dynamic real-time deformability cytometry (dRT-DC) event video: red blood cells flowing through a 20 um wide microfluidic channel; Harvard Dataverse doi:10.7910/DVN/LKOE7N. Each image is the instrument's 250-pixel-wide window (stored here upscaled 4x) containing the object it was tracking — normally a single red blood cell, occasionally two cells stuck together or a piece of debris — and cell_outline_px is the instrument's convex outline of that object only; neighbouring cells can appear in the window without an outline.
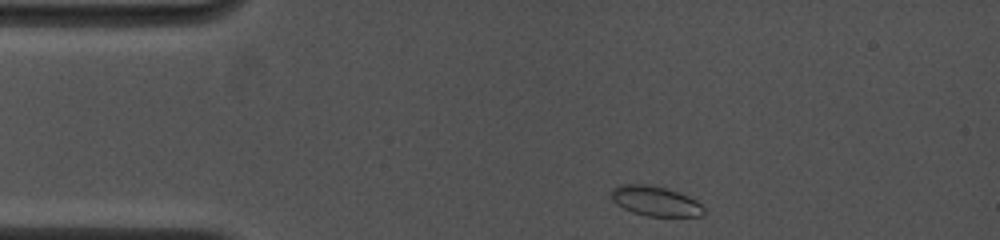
{"species": "common noctule bat (a hibernating species)", "species_latin": "Nyctalus noctula", "temperature_condition": "cold", "stored_images_in_passage": 37, "camera_frame_rate_fps": 4500, "um_per_image_px": 0.085, "animal": {"sex": "female", "body_mass_g": 19.0, "forearm_length_mm": 53.3}, "frame": {"image": 1, "passage_image": 1, "time_ms": 0.0, "image_size_px": [1000, 240], "cell_outline_px": [[704, 216], [648, 216], [632, 212], [616, 204], [612, 200], [612, 188], [620, 184], [648, 184], [664, 188], [688, 196], [696, 200], [704, 208]], "centroid_in_image_um": [55.7, 17.09], "position_along_channel_um": 29.3, "area_um2": 16.01}}
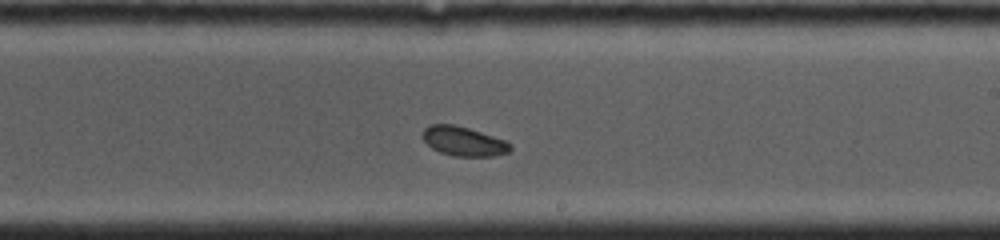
{"frame": {"image": 2, "passage_image": 22, "time_ms": 6.889, "image_size_px": [1000, 240], "cell_outline_px": [[512, 148], [508, 152], [492, 156], [452, 156], [440, 152], [432, 148], [424, 140], [424, 128], [428, 124], [452, 124], [468, 128], [508, 140], [512, 144]], "centroid_in_image_um": [39.44, 12.0], "position_along_channel_um": 249.6, "area_um2": 15.03}}
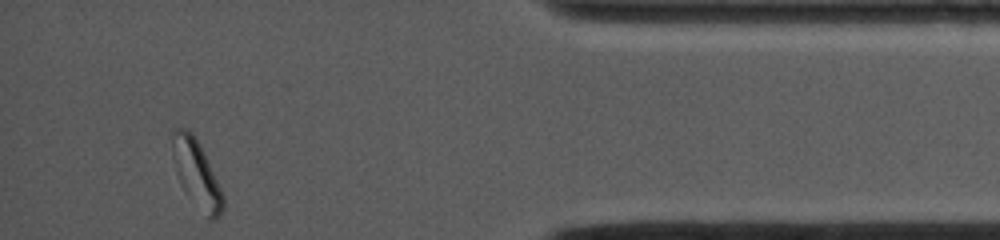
{"frame": {"image": 3, "passage_image": 37, "time_ms": 12.0, "image_size_px": [1000, 240], "cell_outline_px": [[224, 208], [220, 216], [216, 220], [208, 220], [180, 184], [176, 172], [172, 156], [172, 128], [184, 128], [192, 132], [224, 196]], "centroid_in_image_um": [16.68, 14.81], "position_along_channel_um": 418.5, "area_um2": 19.36}, "authors_computed_cell_mechanics": {"area_um2": 15.4904, "velocity_mm_per_s": 3.891, "shape_relaxation_time_tau1_ms": 2.7505, "shape_relaxation_time_tau2_ms": 5.7944, "deformation_change_tau1": 0.0745, "deformation_change_tau2": 0.081}}